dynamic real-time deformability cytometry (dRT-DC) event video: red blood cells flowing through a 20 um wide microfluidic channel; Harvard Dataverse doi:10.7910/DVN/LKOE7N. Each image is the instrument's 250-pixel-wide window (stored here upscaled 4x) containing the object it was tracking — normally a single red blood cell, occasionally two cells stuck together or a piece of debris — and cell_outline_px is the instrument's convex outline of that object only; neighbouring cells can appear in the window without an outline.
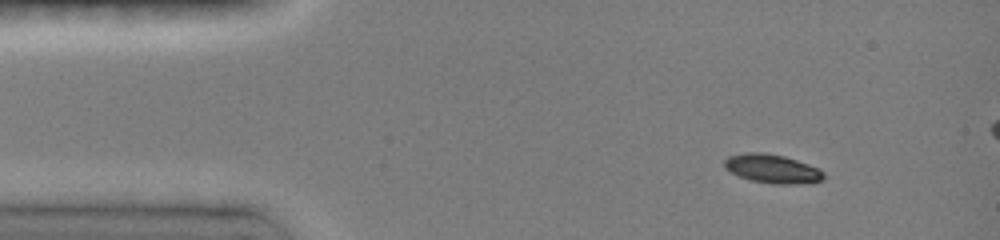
{"species": "common noctule bat (a hibernating species)", "species_latin": "Nyctalus noctula", "temperature_condition": "room temperature", "stored_images_in_passage": 5, "segment_of_instrument_passage": [1, 2], "camera_frame_rate_fps": 3000, "um_per_image_px": 0.085, "animal": {"sex": "female", "body_mass_g": 19.0, "forearm_length_mm": 51.5}, "frame": {"image": 1, "passage_image": 1, "time_ms": 0.0, "image_size_px": [1000, 240], "cell_outline_px": [[824, 180], [812, 184], [772, 184], [748, 180], [724, 168], [724, 160], [728, 156], [744, 152], [764, 152], [784, 156], [808, 164], [824, 172]], "centroid_in_image_um": [65.65, 14.35], "position_along_channel_um": 19.3, "area_um2": 16.94}}